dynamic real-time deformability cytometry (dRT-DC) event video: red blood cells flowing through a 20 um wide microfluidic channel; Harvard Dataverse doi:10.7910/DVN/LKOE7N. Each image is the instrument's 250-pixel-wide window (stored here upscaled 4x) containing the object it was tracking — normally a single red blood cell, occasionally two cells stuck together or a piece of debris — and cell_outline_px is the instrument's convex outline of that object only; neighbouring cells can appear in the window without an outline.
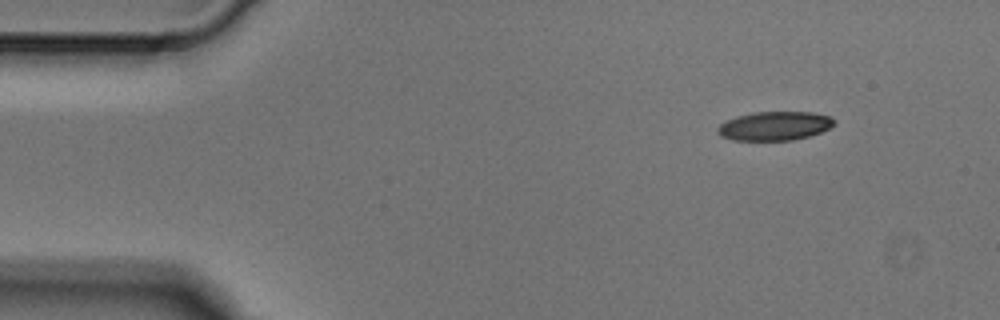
{"species": "Egyptian fruit bat (a non-hibernating species)", "species_latin": "Rousettus aegyptiacus", "temperature_condition": "cold", "stored_images_in_passage": 2, "segment_of_instrument_passage": [2, 2], "camera_frame_rate_fps": 3000, "um_per_image_px": 0.085, "animal": {"sex": "male"}, "frame": {"image": 1, "passage_image": 2, "time_ms": 0.333, "image_size_px": [1000, 320], "cell_outline_px": [[836, 124], [820, 132], [808, 136], [792, 140], [732, 140], [720, 136], [716, 132], [716, 128], [720, 124], [736, 116], [752, 112], [812, 112], [832, 116], [836, 120]], "centroid_in_image_um": [65.84, 10.7], "position_along_channel_um": 19.2, "area_um2": 19.77}}